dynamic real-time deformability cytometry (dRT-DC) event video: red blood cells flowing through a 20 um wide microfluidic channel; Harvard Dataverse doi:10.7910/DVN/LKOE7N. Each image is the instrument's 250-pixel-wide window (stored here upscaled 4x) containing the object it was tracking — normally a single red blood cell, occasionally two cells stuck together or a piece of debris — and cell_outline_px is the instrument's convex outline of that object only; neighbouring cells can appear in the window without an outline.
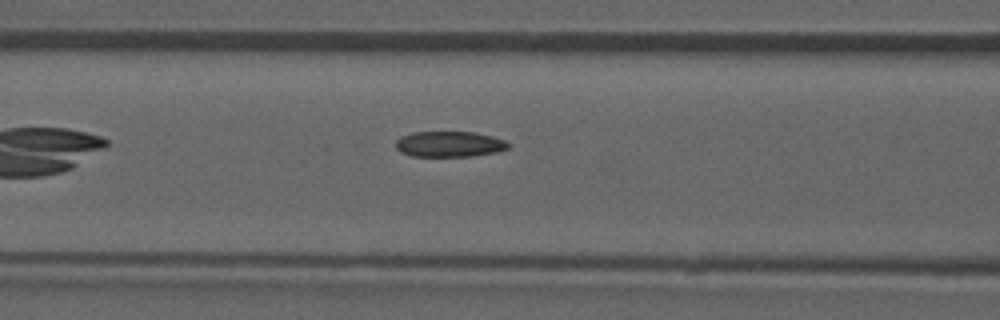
{"species": "common noctule bat (a hibernating species)", "species_latin": "Nyctalus noctula", "temperature_condition": "room temperature", "stored_images_in_passage": 10, "camera_frame_rate_fps": 3000, "um_per_image_px": 0.085, "animal": {"sex": "male", "forearm_length_mm": 52.5}, "frame": {"image": 1, "passage_image": 5, "time_ms": 1.333, "image_size_px": [1000, 320], "cell_outline_px": [[508, 148], [496, 152], [472, 156], [412, 156], [400, 152], [396, 148], [396, 140], [400, 136], [412, 132], [472, 132], [492, 136], [504, 140], [508, 144]], "centroid_in_image_um": [38.15, 12.25], "position_along_channel_um": 128.4, "area_um2": 16.76}}